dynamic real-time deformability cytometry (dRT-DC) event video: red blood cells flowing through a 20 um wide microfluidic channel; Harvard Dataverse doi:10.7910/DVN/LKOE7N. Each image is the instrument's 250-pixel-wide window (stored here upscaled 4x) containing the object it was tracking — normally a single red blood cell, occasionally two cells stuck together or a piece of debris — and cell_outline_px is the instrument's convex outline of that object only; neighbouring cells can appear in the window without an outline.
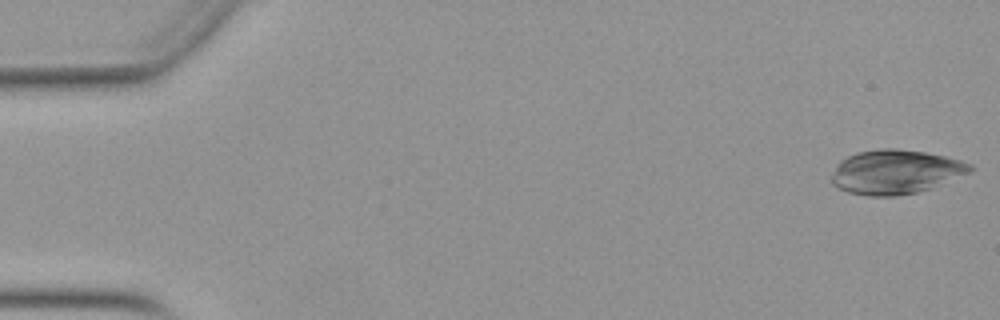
{"species": "Egyptian fruit bat (a non-hibernating species)", "species_latin": "Rousettus aegyptiacus", "temperature_condition": "warm", "stored_images_in_passage": 51, "camera_frame_rate_fps": 3000, "um_per_image_px": 0.085, "animal": {"sex": "female"}, "frame": {"image": 1, "passage_image": 1, "time_ms": 0.0, "image_size_px": [1000, 320], "cell_outline_px": [[976, 168], [968, 172], [932, 188], [916, 192], [896, 196], [868, 196], [848, 192], [832, 184], [832, 176], [840, 160], [856, 152], [880, 148], [896, 148], [924, 152], [944, 156], [960, 160], [972, 164]], "centroid_in_image_um": [76.12, 14.6], "position_along_channel_um": 8.9, "area_um2": 35.49}}
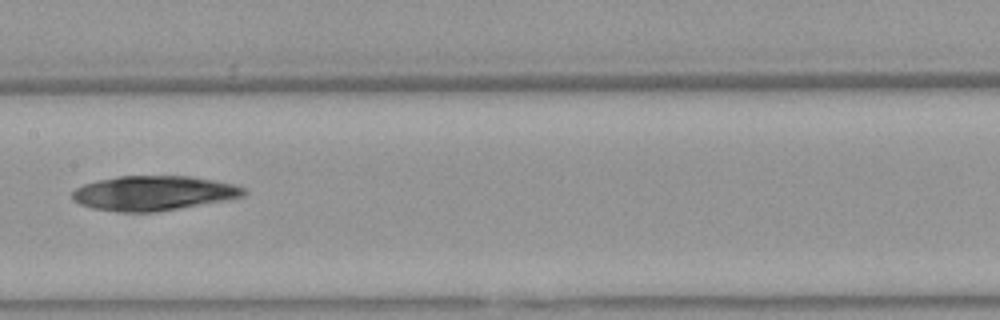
{"frame": {"image": 2, "passage_image": 26, "time_ms": 8.333, "image_size_px": [1000, 320], "cell_outline_px": [[248, 192], [244, 196], [228, 200], [156, 212], [116, 212], [92, 208], [80, 204], [72, 200], [72, 192], [76, 188], [84, 184], [100, 180], [120, 176], [192, 176], [216, 180], [248, 188]], "centroid_in_image_um": [13.09, 16.42], "position_along_channel_um": 194.3, "area_um2": 34.91}}
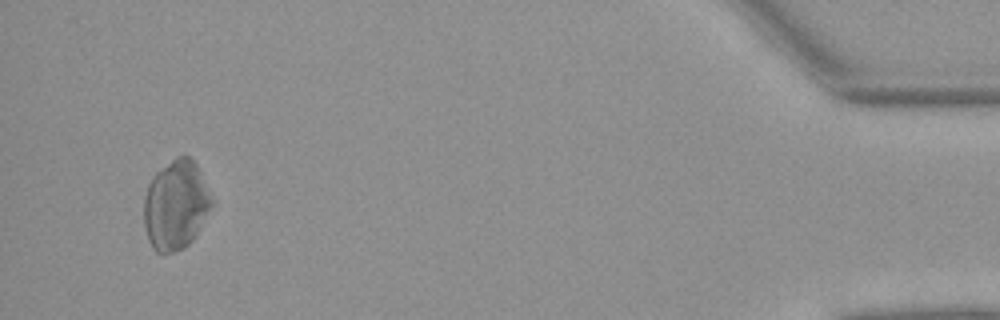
{"frame": {"image": 3, "passage_image": 49, "time_ms": 16.0, "image_size_px": [1000, 320], "cell_outline_px": [[216, 204], [196, 236], [184, 248], [176, 252], [164, 256], [156, 252], [152, 248], [148, 240], [144, 228], [144, 196], [148, 184], [152, 176], [156, 172], [176, 156], [188, 156], [196, 164]], "centroid_in_image_um": [14.96, 17.48], "position_along_channel_um": 420.2, "area_um2": 36.18}}